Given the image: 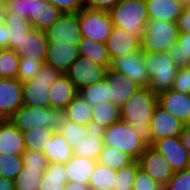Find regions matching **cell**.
I'll return each instance as SVG.
<instances>
[{"label": "cell", "mask_w": 190, "mask_h": 190, "mask_svg": "<svg viewBox=\"0 0 190 190\" xmlns=\"http://www.w3.org/2000/svg\"><path fill=\"white\" fill-rule=\"evenodd\" d=\"M171 89L190 94V69L187 66L178 69Z\"/></svg>", "instance_id": "obj_47"}, {"label": "cell", "mask_w": 190, "mask_h": 190, "mask_svg": "<svg viewBox=\"0 0 190 190\" xmlns=\"http://www.w3.org/2000/svg\"><path fill=\"white\" fill-rule=\"evenodd\" d=\"M63 190H90V187L78 182H68Z\"/></svg>", "instance_id": "obj_54"}, {"label": "cell", "mask_w": 190, "mask_h": 190, "mask_svg": "<svg viewBox=\"0 0 190 190\" xmlns=\"http://www.w3.org/2000/svg\"><path fill=\"white\" fill-rule=\"evenodd\" d=\"M105 80L109 85V102L121 107L140 88L136 82L124 74L108 68Z\"/></svg>", "instance_id": "obj_14"}, {"label": "cell", "mask_w": 190, "mask_h": 190, "mask_svg": "<svg viewBox=\"0 0 190 190\" xmlns=\"http://www.w3.org/2000/svg\"><path fill=\"white\" fill-rule=\"evenodd\" d=\"M121 121L120 107L105 102L92 106L91 127L104 130Z\"/></svg>", "instance_id": "obj_27"}, {"label": "cell", "mask_w": 190, "mask_h": 190, "mask_svg": "<svg viewBox=\"0 0 190 190\" xmlns=\"http://www.w3.org/2000/svg\"><path fill=\"white\" fill-rule=\"evenodd\" d=\"M24 152L23 133L9 119H0V154L22 155Z\"/></svg>", "instance_id": "obj_21"}, {"label": "cell", "mask_w": 190, "mask_h": 190, "mask_svg": "<svg viewBox=\"0 0 190 190\" xmlns=\"http://www.w3.org/2000/svg\"><path fill=\"white\" fill-rule=\"evenodd\" d=\"M151 146L162 154L174 172L187 168L190 153L182 145L180 137H168L157 140Z\"/></svg>", "instance_id": "obj_15"}, {"label": "cell", "mask_w": 190, "mask_h": 190, "mask_svg": "<svg viewBox=\"0 0 190 190\" xmlns=\"http://www.w3.org/2000/svg\"><path fill=\"white\" fill-rule=\"evenodd\" d=\"M158 104V97L149 87L140 88L121 107V121L130 127L151 145L150 120Z\"/></svg>", "instance_id": "obj_1"}, {"label": "cell", "mask_w": 190, "mask_h": 190, "mask_svg": "<svg viewBox=\"0 0 190 190\" xmlns=\"http://www.w3.org/2000/svg\"><path fill=\"white\" fill-rule=\"evenodd\" d=\"M62 75L53 66L43 63L37 76L22 84L23 105L50 107L48 92L50 86Z\"/></svg>", "instance_id": "obj_6"}, {"label": "cell", "mask_w": 190, "mask_h": 190, "mask_svg": "<svg viewBox=\"0 0 190 190\" xmlns=\"http://www.w3.org/2000/svg\"><path fill=\"white\" fill-rule=\"evenodd\" d=\"M2 48L8 49V30L0 20V49Z\"/></svg>", "instance_id": "obj_53"}, {"label": "cell", "mask_w": 190, "mask_h": 190, "mask_svg": "<svg viewBox=\"0 0 190 190\" xmlns=\"http://www.w3.org/2000/svg\"><path fill=\"white\" fill-rule=\"evenodd\" d=\"M42 63L37 60L28 58H20L16 79L22 84L34 79L41 70Z\"/></svg>", "instance_id": "obj_43"}, {"label": "cell", "mask_w": 190, "mask_h": 190, "mask_svg": "<svg viewBox=\"0 0 190 190\" xmlns=\"http://www.w3.org/2000/svg\"><path fill=\"white\" fill-rule=\"evenodd\" d=\"M113 26L142 41L149 21L145 0H120L110 11Z\"/></svg>", "instance_id": "obj_3"}, {"label": "cell", "mask_w": 190, "mask_h": 190, "mask_svg": "<svg viewBox=\"0 0 190 190\" xmlns=\"http://www.w3.org/2000/svg\"><path fill=\"white\" fill-rule=\"evenodd\" d=\"M47 167L23 166L13 180L14 190H38L41 178Z\"/></svg>", "instance_id": "obj_34"}, {"label": "cell", "mask_w": 190, "mask_h": 190, "mask_svg": "<svg viewBox=\"0 0 190 190\" xmlns=\"http://www.w3.org/2000/svg\"><path fill=\"white\" fill-rule=\"evenodd\" d=\"M187 170H190V155H189V158H188V163H187Z\"/></svg>", "instance_id": "obj_58"}, {"label": "cell", "mask_w": 190, "mask_h": 190, "mask_svg": "<svg viewBox=\"0 0 190 190\" xmlns=\"http://www.w3.org/2000/svg\"><path fill=\"white\" fill-rule=\"evenodd\" d=\"M177 23L149 20L145 26L141 50L143 52H167L178 40Z\"/></svg>", "instance_id": "obj_7"}, {"label": "cell", "mask_w": 190, "mask_h": 190, "mask_svg": "<svg viewBox=\"0 0 190 190\" xmlns=\"http://www.w3.org/2000/svg\"><path fill=\"white\" fill-rule=\"evenodd\" d=\"M78 49L81 57L90 59L96 64L106 66L107 68L111 67L112 61L106 44L97 43L82 37L78 43Z\"/></svg>", "instance_id": "obj_30"}, {"label": "cell", "mask_w": 190, "mask_h": 190, "mask_svg": "<svg viewBox=\"0 0 190 190\" xmlns=\"http://www.w3.org/2000/svg\"><path fill=\"white\" fill-rule=\"evenodd\" d=\"M144 63L150 78L149 89L155 95L172 88L179 68L167 52H144Z\"/></svg>", "instance_id": "obj_4"}, {"label": "cell", "mask_w": 190, "mask_h": 190, "mask_svg": "<svg viewBox=\"0 0 190 190\" xmlns=\"http://www.w3.org/2000/svg\"><path fill=\"white\" fill-rule=\"evenodd\" d=\"M103 146L102 130L91 128L88 136L72 149L73 155L98 160Z\"/></svg>", "instance_id": "obj_29"}, {"label": "cell", "mask_w": 190, "mask_h": 190, "mask_svg": "<svg viewBox=\"0 0 190 190\" xmlns=\"http://www.w3.org/2000/svg\"><path fill=\"white\" fill-rule=\"evenodd\" d=\"M79 56L78 45L48 42L45 63L65 74Z\"/></svg>", "instance_id": "obj_17"}, {"label": "cell", "mask_w": 190, "mask_h": 190, "mask_svg": "<svg viewBox=\"0 0 190 190\" xmlns=\"http://www.w3.org/2000/svg\"><path fill=\"white\" fill-rule=\"evenodd\" d=\"M20 56L11 49H0V76L7 79H16Z\"/></svg>", "instance_id": "obj_39"}, {"label": "cell", "mask_w": 190, "mask_h": 190, "mask_svg": "<svg viewBox=\"0 0 190 190\" xmlns=\"http://www.w3.org/2000/svg\"><path fill=\"white\" fill-rule=\"evenodd\" d=\"M149 20L176 23L185 6L178 0H145Z\"/></svg>", "instance_id": "obj_25"}, {"label": "cell", "mask_w": 190, "mask_h": 190, "mask_svg": "<svg viewBox=\"0 0 190 190\" xmlns=\"http://www.w3.org/2000/svg\"><path fill=\"white\" fill-rule=\"evenodd\" d=\"M8 119L21 132L28 131L33 127L40 128L43 126L57 132L68 121L65 110L26 105H22Z\"/></svg>", "instance_id": "obj_2"}, {"label": "cell", "mask_w": 190, "mask_h": 190, "mask_svg": "<svg viewBox=\"0 0 190 190\" xmlns=\"http://www.w3.org/2000/svg\"><path fill=\"white\" fill-rule=\"evenodd\" d=\"M43 154L51 164H65L73 156L72 147L67 143L62 135L54 132L48 140Z\"/></svg>", "instance_id": "obj_28"}, {"label": "cell", "mask_w": 190, "mask_h": 190, "mask_svg": "<svg viewBox=\"0 0 190 190\" xmlns=\"http://www.w3.org/2000/svg\"><path fill=\"white\" fill-rule=\"evenodd\" d=\"M176 23L179 33H190V7H184Z\"/></svg>", "instance_id": "obj_50"}, {"label": "cell", "mask_w": 190, "mask_h": 190, "mask_svg": "<svg viewBox=\"0 0 190 190\" xmlns=\"http://www.w3.org/2000/svg\"><path fill=\"white\" fill-rule=\"evenodd\" d=\"M139 168L138 161H134L129 166L117 171L113 190H133V184Z\"/></svg>", "instance_id": "obj_42"}, {"label": "cell", "mask_w": 190, "mask_h": 190, "mask_svg": "<svg viewBox=\"0 0 190 190\" xmlns=\"http://www.w3.org/2000/svg\"><path fill=\"white\" fill-rule=\"evenodd\" d=\"M47 44L48 41L45 32L31 29L14 51L20 58L37 60L43 64L46 59Z\"/></svg>", "instance_id": "obj_18"}, {"label": "cell", "mask_w": 190, "mask_h": 190, "mask_svg": "<svg viewBox=\"0 0 190 190\" xmlns=\"http://www.w3.org/2000/svg\"><path fill=\"white\" fill-rule=\"evenodd\" d=\"M137 161L139 167L162 187L166 185L175 173L162 154L151 145L147 146Z\"/></svg>", "instance_id": "obj_11"}, {"label": "cell", "mask_w": 190, "mask_h": 190, "mask_svg": "<svg viewBox=\"0 0 190 190\" xmlns=\"http://www.w3.org/2000/svg\"><path fill=\"white\" fill-rule=\"evenodd\" d=\"M106 66L96 64L90 59L79 56L65 73L79 92L83 88L105 79Z\"/></svg>", "instance_id": "obj_9"}, {"label": "cell", "mask_w": 190, "mask_h": 190, "mask_svg": "<svg viewBox=\"0 0 190 190\" xmlns=\"http://www.w3.org/2000/svg\"><path fill=\"white\" fill-rule=\"evenodd\" d=\"M9 0H0V8L5 5Z\"/></svg>", "instance_id": "obj_57"}, {"label": "cell", "mask_w": 190, "mask_h": 190, "mask_svg": "<svg viewBox=\"0 0 190 190\" xmlns=\"http://www.w3.org/2000/svg\"><path fill=\"white\" fill-rule=\"evenodd\" d=\"M22 157L24 162L23 166L47 167L49 164L43 152L25 149V152L22 154Z\"/></svg>", "instance_id": "obj_49"}, {"label": "cell", "mask_w": 190, "mask_h": 190, "mask_svg": "<svg viewBox=\"0 0 190 190\" xmlns=\"http://www.w3.org/2000/svg\"><path fill=\"white\" fill-rule=\"evenodd\" d=\"M78 22L82 37L103 44H106L114 27L108 11L88 6L78 12Z\"/></svg>", "instance_id": "obj_8"}, {"label": "cell", "mask_w": 190, "mask_h": 190, "mask_svg": "<svg viewBox=\"0 0 190 190\" xmlns=\"http://www.w3.org/2000/svg\"><path fill=\"white\" fill-rule=\"evenodd\" d=\"M116 173L117 171L97 163L91 175L89 187L113 190L115 187Z\"/></svg>", "instance_id": "obj_38"}, {"label": "cell", "mask_w": 190, "mask_h": 190, "mask_svg": "<svg viewBox=\"0 0 190 190\" xmlns=\"http://www.w3.org/2000/svg\"><path fill=\"white\" fill-rule=\"evenodd\" d=\"M0 20L8 30V49L14 51L24 36L32 29L31 23L24 17L7 13L2 7L0 8Z\"/></svg>", "instance_id": "obj_23"}, {"label": "cell", "mask_w": 190, "mask_h": 190, "mask_svg": "<svg viewBox=\"0 0 190 190\" xmlns=\"http://www.w3.org/2000/svg\"><path fill=\"white\" fill-rule=\"evenodd\" d=\"M78 93L90 106L109 102V85L105 79L83 88Z\"/></svg>", "instance_id": "obj_37"}, {"label": "cell", "mask_w": 190, "mask_h": 190, "mask_svg": "<svg viewBox=\"0 0 190 190\" xmlns=\"http://www.w3.org/2000/svg\"><path fill=\"white\" fill-rule=\"evenodd\" d=\"M167 53L178 68L186 67L190 62V33H179L177 43Z\"/></svg>", "instance_id": "obj_36"}, {"label": "cell", "mask_w": 190, "mask_h": 190, "mask_svg": "<svg viewBox=\"0 0 190 190\" xmlns=\"http://www.w3.org/2000/svg\"><path fill=\"white\" fill-rule=\"evenodd\" d=\"M158 104L185 125L190 124V94L169 89L159 94Z\"/></svg>", "instance_id": "obj_19"}, {"label": "cell", "mask_w": 190, "mask_h": 190, "mask_svg": "<svg viewBox=\"0 0 190 190\" xmlns=\"http://www.w3.org/2000/svg\"><path fill=\"white\" fill-rule=\"evenodd\" d=\"M23 138L25 149L43 152L48 140L52 137L54 131L43 126L40 128L33 127L28 131H24Z\"/></svg>", "instance_id": "obj_35"}, {"label": "cell", "mask_w": 190, "mask_h": 190, "mask_svg": "<svg viewBox=\"0 0 190 190\" xmlns=\"http://www.w3.org/2000/svg\"><path fill=\"white\" fill-rule=\"evenodd\" d=\"M135 160L128 154L122 152L118 148L103 146L97 162L115 171L129 166Z\"/></svg>", "instance_id": "obj_33"}, {"label": "cell", "mask_w": 190, "mask_h": 190, "mask_svg": "<svg viewBox=\"0 0 190 190\" xmlns=\"http://www.w3.org/2000/svg\"><path fill=\"white\" fill-rule=\"evenodd\" d=\"M63 13H78L86 6V0H47Z\"/></svg>", "instance_id": "obj_48"}, {"label": "cell", "mask_w": 190, "mask_h": 190, "mask_svg": "<svg viewBox=\"0 0 190 190\" xmlns=\"http://www.w3.org/2000/svg\"><path fill=\"white\" fill-rule=\"evenodd\" d=\"M183 6H187L190 0H178Z\"/></svg>", "instance_id": "obj_56"}, {"label": "cell", "mask_w": 190, "mask_h": 190, "mask_svg": "<svg viewBox=\"0 0 190 190\" xmlns=\"http://www.w3.org/2000/svg\"><path fill=\"white\" fill-rule=\"evenodd\" d=\"M91 126H83L70 120L57 132L64 137L72 149L88 136Z\"/></svg>", "instance_id": "obj_41"}, {"label": "cell", "mask_w": 190, "mask_h": 190, "mask_svg": "<svg viewBox=\"0 0 190 190\" xmlns=\"http://www.w3.org/2000/svg\"><path fill=\"white\" fill-rule=\"evenodd\" d=\"M185 124L162 108L156 105L150 120L151 145L168 137H180Z\"/></svg>", "instance_id": "obj_13"}, {"label": "cell", "mask_w": 190, "mask_h": 190, "mask_svg": "<svg viewBox=\"0 0 190 190\" xmlns=\"http://www.w3.org/2000/svg\"><path fill=\"white\" fill-rule=\"evenodd\" d=\"M111 68L129 77L141 87H149L150 78L144 63V52L141 49L114 59Z\"/></svg>", "instance_id": "obj_12"}, {"label": "cell", "mask_w": 190, "mask_h": 190, "mask_svg": "<svg viewBox=\"0 0 190 190\" xmlns=\"http://www.w3.org/2000/svg\"><path fill=\"white\" fill-rule=\"evenodd\" d=\"M180 140L182 145L188 150L190 153V124H186L183 128L182 133L180 134Z\"/></svg>", "instance_id": "obj_52"}, {"label": "cell", "mask_w": 190, "mask_h": 190, "mask_svg": "<svg viewBox=\"0 0 190 190\" xmlns=\"http://www.w3.org/2000/svg\"><path fill=\"white\" fill-rule=\"evenodd\" d=\"M63 14L47 0H31L30 23L32 29L46 32Z\"/></svg>", "instance_id": "obj_20"}, {"label": "cell", "mask_w": 190, "mask_h": 190, "mask_svg": "<svg viewBox=\"0 0 190 190\" xmlns=\"http://www.w3.org/2000/svg\"><path fill=\"white\" fill-rule=\"evenodd\" d=\"M104 146L115 147L137 161L148 144L128 123L118 122L102 130Z\"/></svg>", "instance_id": "obj_5"}, {"label": "cell", "mask_w": 190, "mask_h": 190, "mask_svg": "<svg viewBox=\"0 0 190 190\" xmlns=\"http://www.w3.org/2000/svg\"><path fill=\"white\" fill-rule=\"evenodd\" d=\"M78 94L74 84L62 74L51 86L48 92L50 108L65 110L68 104Z\"/></svg>", "instance_id": "obj_24"}, {"label": "cell", "mask_w": 190, "mask_h": 190, "mask_svg": "<svg viewBox=\"0 0 190 190\" xmlns=\"http://www.w3.org/2000/svg\"><path fill=\"white\" fill-rule=\"evenodd\" d=\"M22 155L0 154V177L13 181L23 169Z\"/></svg>", "instance_id": "obj_40"}, {"label": "cell", "mask_w": 190, "mask_h": 190, "mask_svg": "<svg viewBox=\"0 0 190 190\" xmlns=\"http://www.w3.org/2000/svg\"><path fill=\"white\" fill-rule=\"evenodd\" d=\"M67 183L64 164L49 163L41 178L38 190H63Z\"/></svg>", "instance_id": "obj_31"}, {"label": "cell", "mask_w": 190, "mask_h": 190, "mask_svg": "<svg viewBox=\"0 0 190 190\" xmlns=\"http://www.w3.org/2000/svg\"><path fill=\"white\" fill-rule=\"evenodd\" d=\"M133 190H163V187L139 168L133 184Z\"/></svg>", "instance_id": "obj_46"}, {"label": "cell", "mask_w": 190, "mask_h": 190, "mask_svg": "<svg viewBox=\"0 0 190 190\" xmlns=\"http://www.w3.org/2000/svg\"><path fill=\"white\" fill-rule=\"evenodd\" d=\"M68 120L83 126H91L92 106L78 93L65 108Z\"/></svg>", "instance_id": "obj_32"}, {"label": "cell", "mask_w": 190, "mask_h": 190, "mask_svg": "<svg viewBox=\"0 0 190 190\" xmlns=\"http://www.w3.org/2000/svg\"><path fill=\"white\" fill-rule=\"evenodd\" d=\"M97 160L73 155L65 164L68 182H78L89 185L92 173L95 170Z\"/></svg>", "instance_id": "obj_26"}, {"label": "cell", "mask_w": 190, "mask_h": 190, "mask_svg": "<svg viewBox=\"0 0 190 190\" xmlns=\"http://www.w3.org/2000/svg\"><path fill=\"white\" fill-rule=\"evenodd\" d=\"M0 190H14V182L0 177Z\"/></svg>", "instance_id": "obj_55"}, {"label": "cell", "mask_w": 190, "mask_h": 190, "mask_svg": "<svg viewBox=\"0 0 190 190\" xmlns=\"http://www.w3.org/2000/svg\"><path fill=\"white\" fill-rule=\"evenodd\" d=\"M31 0H9L2 8L14 15L24 17L30 22Z\"/></svg>", "instance_id": "obj_45"}, {"label": "cell", "mask_w": 190, "mask_h": 190, "mask_svg": "<svg viewBox=\"0 0 190 190\" xmlns=\"http://www.w3.org/2000/svg\"><path fill=\"white\" fill-rule=\"evenodd\" d=\"M163 190H190V170L184 169L175 172Z\"/></svg>", "instance_id": "obj_44"}, {"label": "cell", "mask_w": 190, "mask_h": 190, "mask_svg": "<svg viewBox=\"0 0 190 190\" xmlns=\"http://www.w3.org/2000/svg\"><path fill=\"white\" fill-rule=\"evenodd\" d=\"M48 42L78 45L82 36L78 22V13H63L45 32Z\"/></svg>", "instance_id": "obj_10"}, {"label": "cell", "mask_w": 190, "mask_h": 190, "mask_svg": "<svg viewBox=\"0 0 190 190\" xmlns=\"http://www.w3.org/2000/svg\"><path fill=\"white\" fill-rule=\"evenodd\" d=\"M119 1L120 0H86V6L109 12Z\"/></svg>", "instance_id": "obj_51"}, {"label": "cell", "mask_w": 190, "mask_h": 190, "mask_svg": "<svg viewBox=\"0 0 190 190\" xmlns=\"http://www.w3.org/2000/svg\"><path fill=\"white\" fill-rule=\"evenodd\" d=\"M23 105L22 83L18 79L0 81V119H8Z\"/></svg>", "instance_id": "obj_16"}, {"label": "cell", "mask_w": 190, "mask_h": 190, "mask_svg": "<svg viewBox=\"0 0 190 190\" xmlns=\"http://www.w3.org/2000/svg\"><path fill=\"white\" fill-rule=\"evenodd\" d=\"M106 47L108 49L111 61L123 55H129L141 49V43L129 36L122 29L113 27L111 34L107 38Z\"/></svg>", "instance_id": "obj_22"}, {"label": "cell", "mask_w": 190, "mask_h": 190, "mask_svg": "<svg viewBox=\"0 0 190 190\" xmlns=\"http://www.w3.org/2000/svg\"><path fill=\"white\" fill-rule=\"evenodd\" d=\"M90 190H105V189H97V188H92V187H90Z\"/></svg>", "instance_id": "obj_59"}]
</instances>
